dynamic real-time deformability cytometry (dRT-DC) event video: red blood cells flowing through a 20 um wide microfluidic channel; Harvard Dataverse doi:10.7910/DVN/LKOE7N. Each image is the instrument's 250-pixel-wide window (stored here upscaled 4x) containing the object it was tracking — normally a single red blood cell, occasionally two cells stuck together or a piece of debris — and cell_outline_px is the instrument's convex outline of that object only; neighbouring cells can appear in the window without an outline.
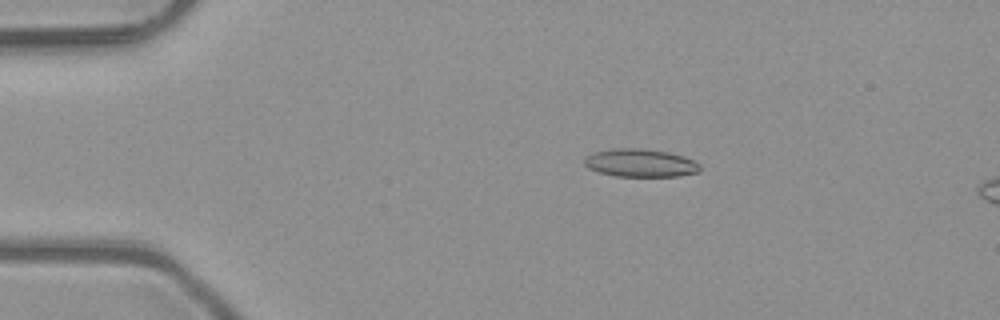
{"species": "common noctule bat (a hibernating species)", "species_latin": "Nyctalus noctula", "temperature_condition": "room temperature", "stored_images_in_passage": 5, "camera_frame_rate_fps": 3000, "um_per_image_px": 0.085, "animal": {"sex": "male", "body_mass_g": 23.1, "forearm_length_mm": 52.7}, "frame": {"image": 1, "passage_image": 3, "time_ms": 0.667, "image_size_px": [1000, 320], "cell_outline_px": [[700, 172], [680, 176], [616, 176], [600, 172], [588, 168], [584, 164], [584, 156], [592, 152], [612, 148], [640, 148], [668, 152], [684, 156], [700, 164]], "centroid_in_image_um": [54.41, 13.84], "position_along_channel_um": 30.6, "area_um2": 19.02}}